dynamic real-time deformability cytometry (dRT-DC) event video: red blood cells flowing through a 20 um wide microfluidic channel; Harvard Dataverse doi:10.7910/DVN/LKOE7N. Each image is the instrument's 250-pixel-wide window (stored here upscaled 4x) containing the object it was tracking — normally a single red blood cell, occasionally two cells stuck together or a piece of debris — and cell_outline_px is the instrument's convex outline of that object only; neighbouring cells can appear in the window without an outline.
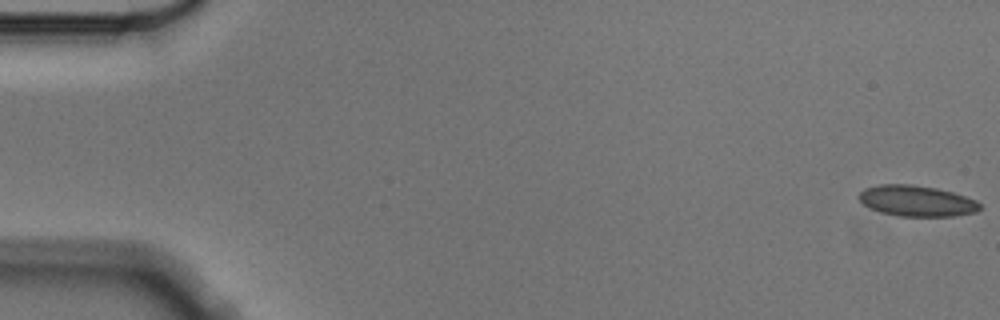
{"species": "Egyptian fruit bat (a non-hibernating species)", "species_latin": "Rousettus aegyptiacus", "temperature_condition": "cold", "stored_images_in_passage": 13, "camera_frame_rate_fps": 3000, "um_per_image_px": 0.085, "animal": {"sex": "male"}, "frame": {"image": 1, "passage_image": 1, "time_ms": 0.0, "image_size_px": [1000, 320], "cell_outline_px": [[980, 208], [976, 212], [952, 216], [900, 216], [880, 212], [868, 208], [860, 200], [860, 192], [864, 188], [880, 184], [908, 184], [936, 188], [952, 192], [976, 200], [980, 204]], "centroid_in_image_um": [77.9, 17.08], "position_along_channel_um": 7.1, "area_um2": 21.62}}